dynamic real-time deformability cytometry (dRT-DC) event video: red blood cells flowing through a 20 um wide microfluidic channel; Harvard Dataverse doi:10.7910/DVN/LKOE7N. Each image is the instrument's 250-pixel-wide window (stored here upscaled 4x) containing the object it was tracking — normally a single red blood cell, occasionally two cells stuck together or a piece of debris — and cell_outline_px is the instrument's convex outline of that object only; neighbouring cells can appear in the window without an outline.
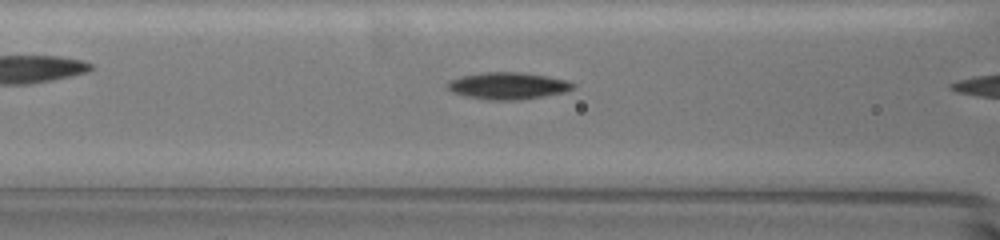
{"species": "common noctule bat (a hibernating species)", "species_latin": "Nyctalus noctula", "temperature_condition": "warm", "stored_images_in_passage": 8, "camera_frame_rate_fps": 3000, "um_per_image_px": 0.085, "animal": {"sex": "female", "body_mass_g": 19.5, "forearm_length_mm": 54.1}, "frame": {"image": 1, "passage_image": 7, "time_ms": 2.0, "image_size_px": [1000, 240], "cell_outline_px": [[576, 84], [572, 88], [564, 92], [544, 96], [520, 100], [488, 100], [464, 96], [452, 92], [448, 88], [448, 84], [452, 80], [464, 76], [484, 72], [516, 72], [544, 76], [564, 80]], "centroid_in_image_um": [43.16, 7.31], "position_along_channel_um": 123.4, "area_um2": 19.31}}